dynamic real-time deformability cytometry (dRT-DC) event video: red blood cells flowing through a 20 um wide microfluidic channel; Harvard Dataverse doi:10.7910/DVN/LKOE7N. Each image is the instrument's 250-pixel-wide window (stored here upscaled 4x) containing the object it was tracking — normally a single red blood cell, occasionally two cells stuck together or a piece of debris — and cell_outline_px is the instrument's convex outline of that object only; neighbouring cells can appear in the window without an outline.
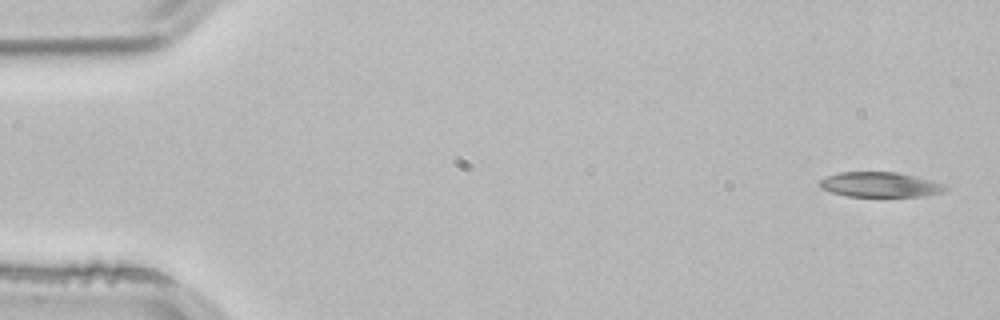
{"species": "common noctule bat (a hibernating species)", "species_latin": "Nyctalus noctula", "temperature_condition": "room temperature", "stored_images_in_passage": 3, "camera_frame_rate_fps": 3000, "um_per_image_px": 0.085, "animal": {"sex": "male", "body_mass_g": 21.5, "forearm_length_mm": 52.0}, "frame": {"image": 1, "passage_image": 1, "time_ms": 0.0, "image_size_px": [1000, 320], "cell_outline_px": [[948, 188], [944, 192], [924, 196], [848, 196], [832, 192], [820, 188], [820, 180], [828, 176], [840, 172], [896, 172], [932, 180], [944, 184]], "centroid_in_image_um": [74.84, 15.69], "position_along_channel_um": 10.2, "area_um2": 18.15}}
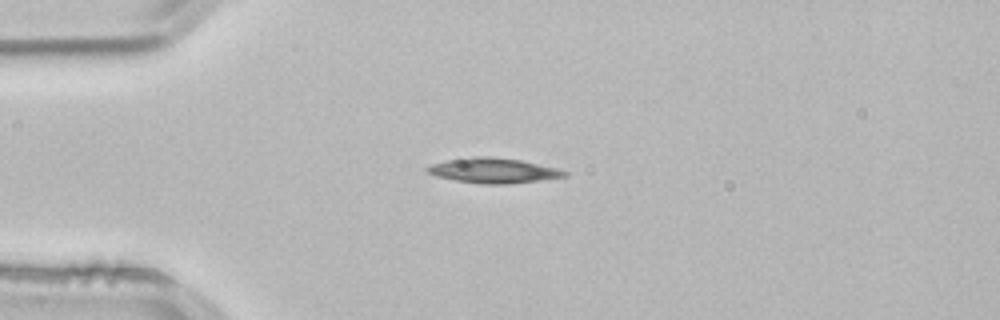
{"frame": {"image": 2, "passage_image": 3, "time_ms": 0.667, "image_size_px": [1000, 320], "cell_outline_px": [[568, 172], [564, 176], [536, 180], [504, 184], [484, 184], [456, 180], [436, 176], [428, 172], [424, 168], [432, 164], [448, 160], [468, 156], [488, 156], [520, 160], [556, 168]], "centroid_in_image_um": [41.86, 14.48], "position_along_channel_um": 43.1, "area_um2": 19.59}}